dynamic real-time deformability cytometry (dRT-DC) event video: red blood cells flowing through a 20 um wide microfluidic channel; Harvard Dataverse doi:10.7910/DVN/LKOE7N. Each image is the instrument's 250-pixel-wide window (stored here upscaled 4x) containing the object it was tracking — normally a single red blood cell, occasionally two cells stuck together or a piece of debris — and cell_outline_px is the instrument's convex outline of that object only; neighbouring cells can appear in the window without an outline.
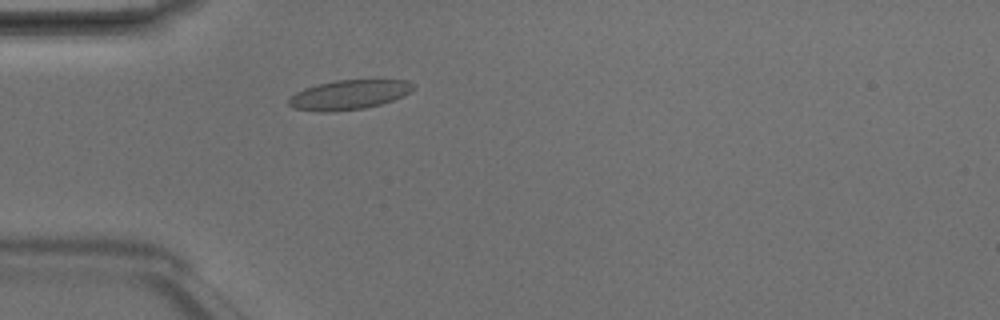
{"species": "Egyptian fruit bat (a non-hibernating species)", "species_latin": "Rousettus aegyptiacus", "temperature_condition": "room temperature", "stored_images_in_passage": 2, "camera_frame_rate_fps": 3000, "um_per_image_px": 0.085, "animal": {"sex": "male"}, "frame": {"image": 1, "passage_image": 2, "time_ms": 0.333, "image_size_px": [1000, 320], "cell_outline_px": [[416, 84], [404, 96], [380, 104], [364, 108], [328, 112], [316, 112], [292, 108], [288, 104], [288, 100], [296, 92], [304, 88], [336, 80], [408, 80]], "centroid_in_image_um": [29.64, 8.06], "position_along_channel_um": 55.4, "area_um2": 21.33}}